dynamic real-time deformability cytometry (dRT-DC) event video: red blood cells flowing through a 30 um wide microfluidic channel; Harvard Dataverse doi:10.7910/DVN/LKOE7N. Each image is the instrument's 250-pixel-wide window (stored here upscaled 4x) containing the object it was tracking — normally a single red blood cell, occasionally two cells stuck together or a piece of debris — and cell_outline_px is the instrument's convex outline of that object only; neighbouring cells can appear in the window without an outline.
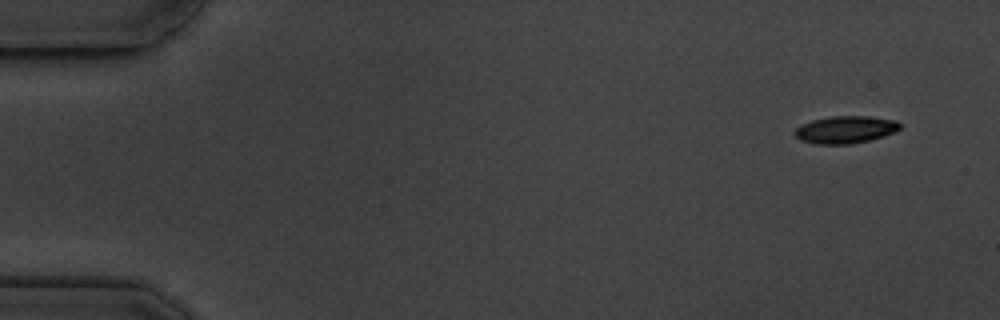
{"species": "common noctule bat (a hibernating species)", "species_latin": "Nyctalus noctula", "temperature_condition": "cold", "stored_images_in_passage": 5, "camera_frame_rate_fps": 3000, "um_per_image_px": 0.085, "animal": {"sex": "male", "body_mass_g": 19.5, "forearm_length_mm": 54.6}, "frame": {"image": 1, "passage_image": 1, "time_ms": 0.0, "image_size_px": [1000, 320], "cell_outline_px": [[904, 124], [896, 132], [884, 136], [868, 140], [848, 144], [816, 144], [800, 140], [792, 132], [800, 124], [812, 120], [832, 116], [868, 116], [896, 120]], "centroid_in_image_um": [71.87, 11.01], "position_along_channel_um": 13.1, "area_um2": 16.94}}
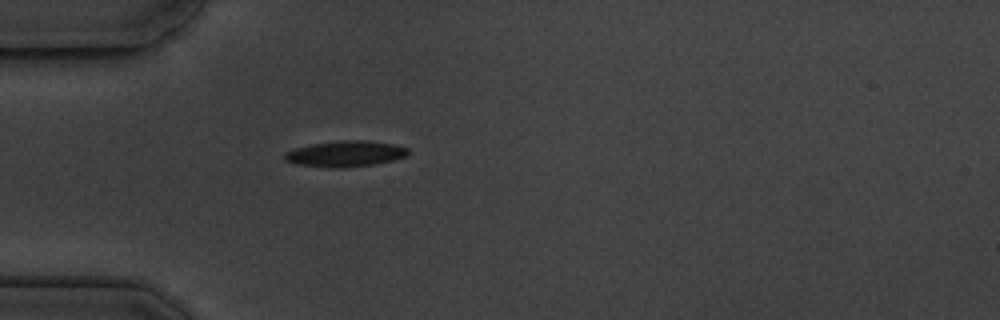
{"frame": {"image": 2, "passage_image": 5, "time_ms": 4.333, "image_size_px": [1000, 320], "cell_outline_px": [[408, 152], [404, 156], [392, 160], [376, 164], [340, 168], [328, 168], [296, 164], [284, 160], [284, 152], [296, 148], [312, 144], [344, 140], [368, 140], [396, 144], [408, 148]], "centroid_in_image_um": [29.34, 13.07], "position_along_channel_um": 55.7, "area_um2": 18.67}}